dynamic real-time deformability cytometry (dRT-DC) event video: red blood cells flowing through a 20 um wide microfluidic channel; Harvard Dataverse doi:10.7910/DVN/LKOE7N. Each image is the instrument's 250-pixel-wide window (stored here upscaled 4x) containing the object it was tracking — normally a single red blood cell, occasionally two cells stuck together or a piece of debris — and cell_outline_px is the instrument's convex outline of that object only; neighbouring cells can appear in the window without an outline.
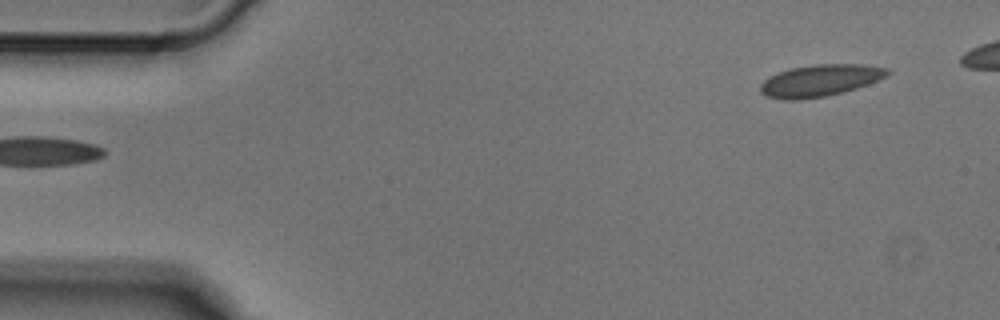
{"species": "Egyptian fruit bat (a non-hibernating species)", "species_latin": "Rousettus aegyptiacus", "temperature_condition": "cold", "stored_images_in_passage": 4, "camera_frame_rate_fps": 3000, "um_per_image_px": 0.085, "animal": {"sex": "male"}, "frame": {"image": 1, "passage_image": 1, "time_ms": 0.0, "image_size_px": [1000, 320], "cell_outline_px": [[892, 72], [888, 76], [868, 84], [856, 88], [824, 96], [800, 100], [784, 100], [768, 96], [760, 92], [760, 84], [764, 80], [788, 68], [812, 64], [864, 64], [888, 68]], "centroid_in_image_um": [69.73, 6.83], "position_along_channel_um": 15.3, "area_um2": 23.58}}